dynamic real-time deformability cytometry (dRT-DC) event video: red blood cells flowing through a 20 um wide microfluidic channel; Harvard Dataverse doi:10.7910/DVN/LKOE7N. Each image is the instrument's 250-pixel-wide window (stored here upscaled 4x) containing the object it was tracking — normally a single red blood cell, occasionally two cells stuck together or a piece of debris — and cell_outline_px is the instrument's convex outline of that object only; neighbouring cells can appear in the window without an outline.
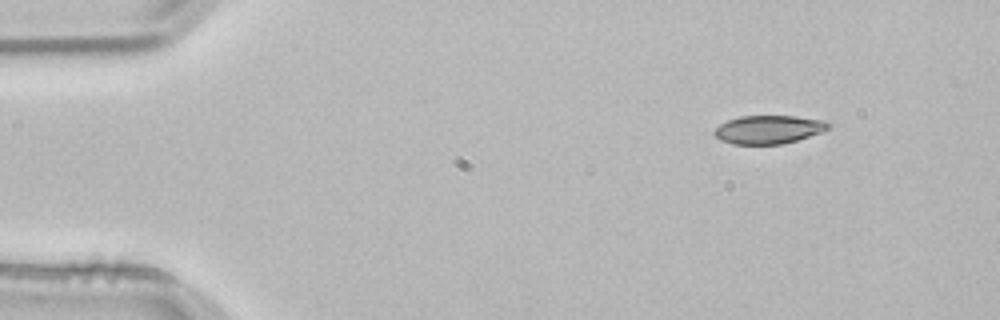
{"species": "common noctule bat (a hibernating species)", "species_latin": "Nyctalus noctula", "temperature_condition": "room temperature", "stored_images_in_passage": 3, "camera_frame_rate_fps": 3000, "um_per_image_px": 0.085, "animal": {"sex": "male", "body_mass_g": 21.5, "forearm_length_mm": 52.0}, "frame": {"image": 1, "passage_image": 1, "time_ms": 0.0, "image_size_px": [1000, 320], "cell_outline_px": [[832, 124], [828, 128], [820, 132], [796, 140], [780, 144], [732, 144], [720, 140], [712, 132], [720, 124], [728, 120], [740, 116], [796, 116], [824, 120]], "centroid_in_image_um": [65.31, 11.0], "position_along_channel_um": 19.7, "area_um2": 18.73}}
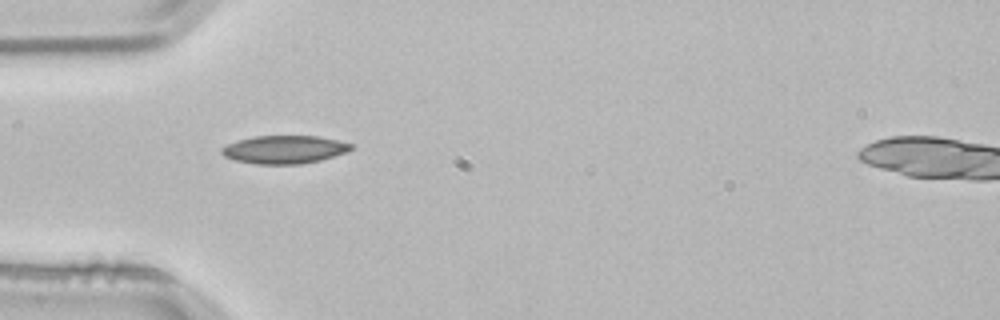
{"frame": {"image": 2, "passage_image": 3, "time_ms": 0.667, "image_size_px": [1000, 320], "cell_outline_px": [[352, 148], [344, 152], [320, 160], [300, 164], [256, 164], [236, 160], [224, 156], [220, 152], [220, 148], [228, 144], [252, 136], [320, 136], [352, 144]], "centroid_in_image_um": [24.13, 12.7], "position_along_channel_um": 60.9, "area_um2": 20.92}}